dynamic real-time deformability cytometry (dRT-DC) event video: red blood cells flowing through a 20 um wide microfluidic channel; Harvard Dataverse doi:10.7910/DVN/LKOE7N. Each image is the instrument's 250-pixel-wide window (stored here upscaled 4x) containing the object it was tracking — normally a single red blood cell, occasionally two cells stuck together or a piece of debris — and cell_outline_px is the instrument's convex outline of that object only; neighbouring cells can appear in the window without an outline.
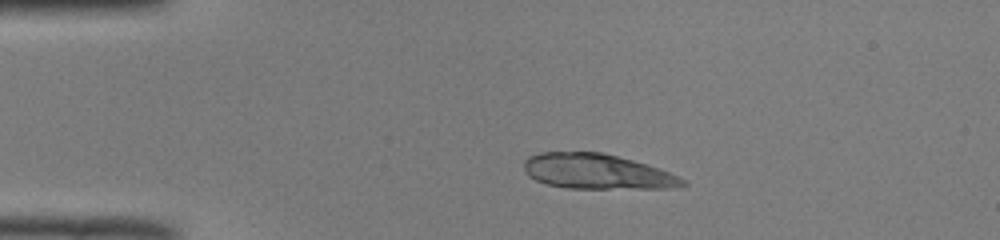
{"species": "common noctule bat (a hibernating species)", "species_latin": "Nyctalus noctula", "temperature_condition": "room temperature", "stored_images_in_passage": 41, "camera_frame_rate_fps": 3000, "um_per_image_px": 0.085, "animal": {"sex": "male", "body_mass_g": 19.0, "forearm_length_mm": 50.8}, "frame": {"image": 1, "passage_image": 1, "time_ms": 0.0, "image_size_px": [1000, 240], "cell_outline_px": [[688, 184], [680, 188], [568, 188], [548, 184], [536, 180], [528, 176], [524, 168], [524, 160], [528, 156], [540, 152], [604, 152], [632, 160], [668, 172], [684, 180]], "centroid_in_image_um": [50.71, 14.58], "position_along_channel_um": 34.3, "area_um2": 32.25}}